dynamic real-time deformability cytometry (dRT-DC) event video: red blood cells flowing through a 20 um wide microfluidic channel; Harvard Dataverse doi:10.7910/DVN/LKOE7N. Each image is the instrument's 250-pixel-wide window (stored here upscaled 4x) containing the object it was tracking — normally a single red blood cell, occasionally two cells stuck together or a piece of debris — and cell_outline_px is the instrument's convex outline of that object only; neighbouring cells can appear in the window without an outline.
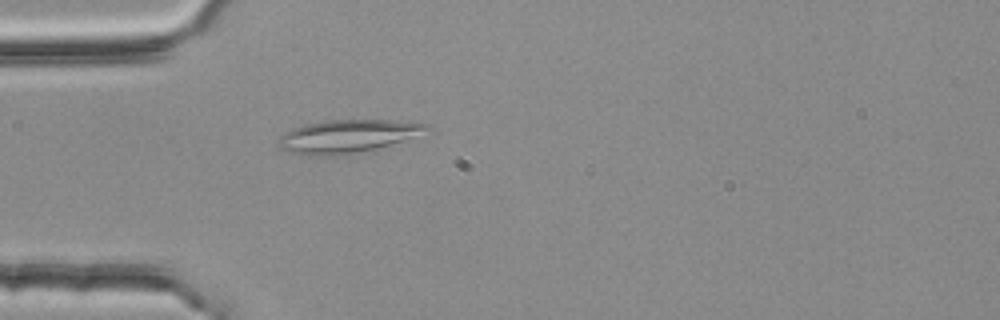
{"species": "common noctule bat (a hibernating species)", "species_latin": "Nyctalus noctula", "temperature_condition": "room temperature", "stored_images_in_passage": 54, "camera_frame_rate_fps": 3000, "um_per_image_px": 0.085, "animal": {"sex": "female", "body_mass_g": 25.1}, "frame": {"image": 1, "passage_image": 16, "time_ms": 5.0, "image_size_px": [1000, 320], "cell_outline_px": [[432, 128], [400, 140], [376, 148], [328, 156], [308, 156], [292, 152], [280, 148], [280, 136], [284, 132], [292, 128], [304, 124], [328, 120], [392, 120], [432, 124]], "centroid_in_image_um": [29.47, 11.56], "position_along_channel_um": 55.5, "area_um2": 27.8}}
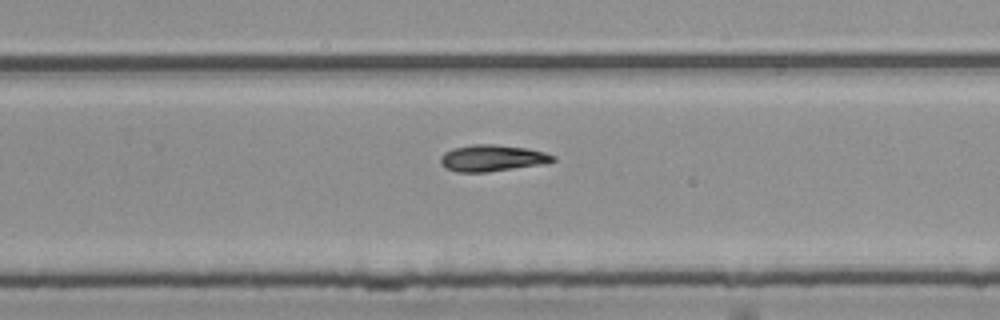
{"frame": {"image": 2, "passage_image": 35, "time_ms": 11.333, "image_size_px": [1000, 320], "cell_outline_px": [[556, 160], [544, 164], [488, 172], [456, 172], [444, 168], [440, 164], [440, 156], [444, 152], [452, 148], [472, 144], [496, 144], [528, 148], [544, 152], [556, 156]], "centroid_in_image_um": [41.81, 13.43], "position_along_channel_um": 288.0, "area_um2": 17.69}}
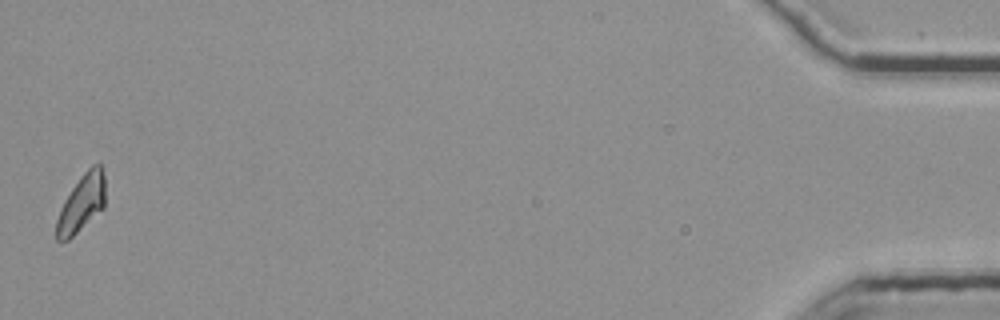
{"frame": {"image": 3, "passage_image": 54, "time_ms": 17.667, "image_size_px": [1000, 320], "cell_outline_px": [[104, 208], [68, 240], [56, 240], [56, 220], [60, 208], [64, 200], [80, 176], [92, 164], [100, 160], [104, 176]], "centroid_in_image_um": [6.94, 17.23], "position_along_channel_um": 428.3, "area_um2": 16.3}}